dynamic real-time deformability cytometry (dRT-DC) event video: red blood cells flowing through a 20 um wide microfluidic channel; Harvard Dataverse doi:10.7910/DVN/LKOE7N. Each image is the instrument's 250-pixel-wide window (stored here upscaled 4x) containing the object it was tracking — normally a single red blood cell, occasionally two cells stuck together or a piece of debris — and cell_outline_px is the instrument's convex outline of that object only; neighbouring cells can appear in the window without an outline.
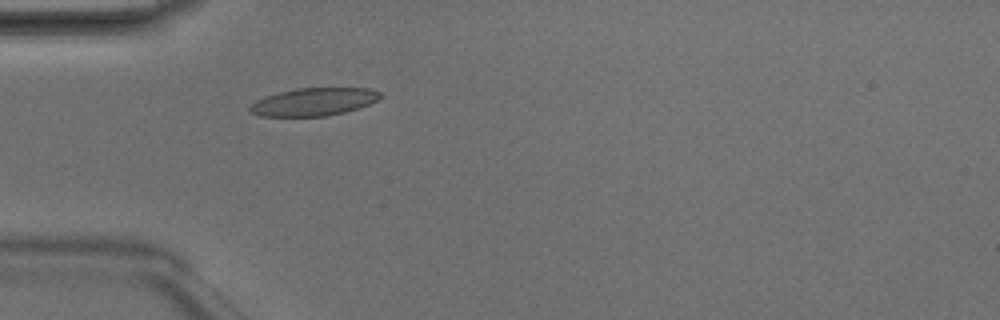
{"species": "Egyptian fruit bat (a non-hibernating species)", "species_latin": "Rousettus aegyptiacus", "temperature_condition": "room temperature", "stored_images_in_passage": 3, "camera_frame_rate_fps": 3000, "um_per_image_px": 0.085, "animal": {"sex": "male"}, "frame": {"image": 1, "passage_image": 3, "time_ms": 0.667, "image_size_px": [1000, 320], "cell_outline_px": [[384, 96], [368, 104], [344, 112], [328, 116], [260, 116], [252, 112], [248, 108], [256, 100], [280, 92], [296, 88], [368, 88], [380, 92]], "centroid_in_image_um": [26.68, 8.65], "position_along_channel_um": 58.3, "area_um2": 20.87}}